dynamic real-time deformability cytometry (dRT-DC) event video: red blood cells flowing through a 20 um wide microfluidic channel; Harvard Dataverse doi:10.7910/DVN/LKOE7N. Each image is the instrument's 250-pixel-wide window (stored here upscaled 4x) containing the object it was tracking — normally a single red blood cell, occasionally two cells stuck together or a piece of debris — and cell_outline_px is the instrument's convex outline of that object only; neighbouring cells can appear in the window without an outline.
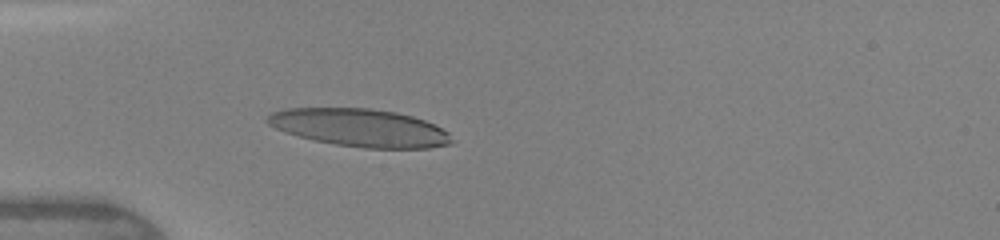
{"species": "human", "species_latin": "Homo sapiens", "temperature_condition": "warm", "stored_images_in_passage": 12, "camera_frame_rate_fps": 3000, "um_per_image_px": 0.085, "donor": {"sex": "female"}, "frame": {"image": 1, "passage_image": 1, "time_ms": 0.0, "image_size_px": [1000, 240], "cell_outline_px": [[452, 144], [428, 148], [364, 148], [336, 144], [312, 140], [284, 132], [268, 124], [264, 120], [272, 112], [284, 108], [372, 108], [396, 112], [412, 116], [424, 120], [448, 132], [452, 140]], "centroid_in_image_um": [30.56, 10.85], "position_along_channel_um": 54.4, "area_um2": 40.58}}
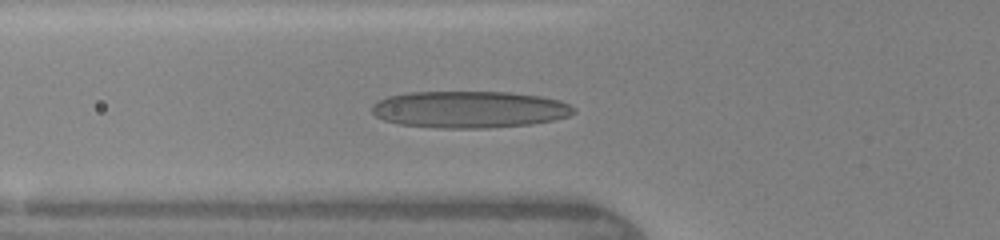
{"frame": {"image": 2, "passage_image": 3, "time_ms": 1.0, "image_size_px": [1000, 240], "cell_outline_px": [[576, 112], [568, 116], [552, 120], [532, 124], [488, 128], [436, 128], [400, 124], [384, 120], [376, 116], [372, 112], [372, 104], [388, 96], [408, 92], [508, 92], [540, 96], [560, 100], [576, 108]], "centroid_in_image_um": [39.91, 9.3], "position_along_channel_um": 85.9, "area_um2": 43.47}}
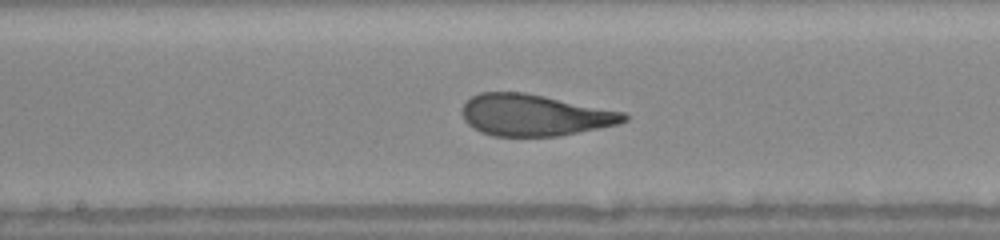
{"frame": {"image": 3, "passage_image": 9, "time_ms": 3.667, "image_size_px": [1000, 240], "cell_outline_px": [[628, 120], [620, 124], [560, 136], [492, 136], [480, 132], [468, 124], [464, 120], [464, 104], [472, 96], [480, 92], [524, 92], [624, 112], [628, 116]], "centroid_in_image_um": [45.45, 9.79], "position_along_channel_um": 202.7, "area_um2": 39.02}}